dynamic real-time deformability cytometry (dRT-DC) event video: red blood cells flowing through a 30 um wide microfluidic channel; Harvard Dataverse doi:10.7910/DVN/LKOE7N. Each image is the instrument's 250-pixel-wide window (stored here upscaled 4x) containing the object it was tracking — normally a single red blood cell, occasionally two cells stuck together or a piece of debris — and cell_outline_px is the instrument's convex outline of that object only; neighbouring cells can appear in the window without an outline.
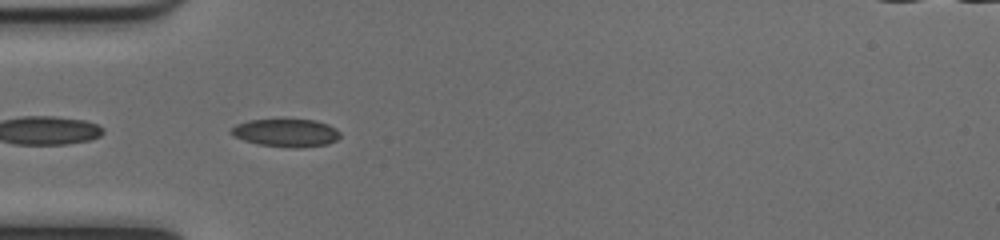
{"species": "common noctule bat (a hibernating species)", "species_latin": "Nyctalus noctula", "temperature_condition": "cold", "stored_images_in_passage": 38, "segment_of_instrument_passage": [2, 2], "camera_frame_rate_fps": 3000, "um_per_image_px": 0.085, "animal": {"sex": "female", "body_mass_g": 17.0, "forearm_length_mm": 48.0}, "frame": {"image": 1, "passage_image": 17, "time_ms": 5.333, "image_size_px": [1000, 240], "cell_outline_px": [[340, 136], [336, 140], [328, 144], [300, 148], [292, 148], [260, 144], [244, 140], [228, 132], [236, 124], [248, 120], [316, 120], [328, 124], [336, 128], [340, 132]], "centroid_in_image_um": [24.35, 11.29], "position_along_channel_um": 60.7, "area_um2": 17.63}}
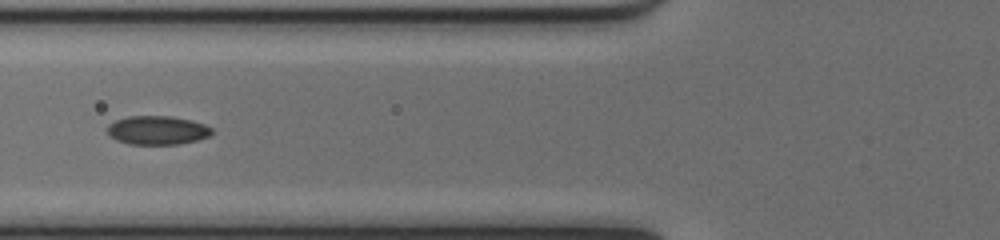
{"frame": {"image": 2, "passage_image": 21, "time_ms": 6.667, "image_size_px": [1000, 240], "cell_outline_px": [[212, 132], [208, 136], [196, 140], [180, 144], [128, 144], [116, 140], [108, 136], [108, 124], [116, 120], [128, 116], [172, 116], [192, 120], [204, 124], [212, 128]], "centroid_in_image_um": [13.35, 11.07], "position_along_channel_um": 112.4, "area_um2": 17.57}}
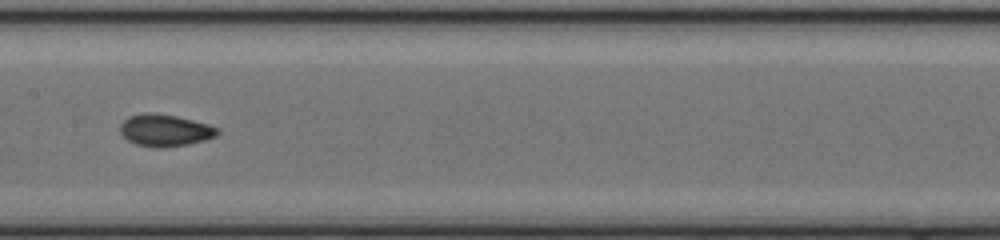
{"frame": {"image": 3, "passage_image": 27, "time_ms": 8.667, "image_size_px": [1000, 240], "cell_outline_px": [[220, 132], [216, 136], [204, 140], [188, 144], [160, 148], [156, 148], [136, 144], [128, 140], [120, 132], [120, 124], [128, 116], [144, 112], [148, 112], [176, 116], [208, 124], [220, 128]], "centroid_in_image_um": [14.02, 11.07], "position_along_channel_um": 193.4, "area_um2": 18.15}}